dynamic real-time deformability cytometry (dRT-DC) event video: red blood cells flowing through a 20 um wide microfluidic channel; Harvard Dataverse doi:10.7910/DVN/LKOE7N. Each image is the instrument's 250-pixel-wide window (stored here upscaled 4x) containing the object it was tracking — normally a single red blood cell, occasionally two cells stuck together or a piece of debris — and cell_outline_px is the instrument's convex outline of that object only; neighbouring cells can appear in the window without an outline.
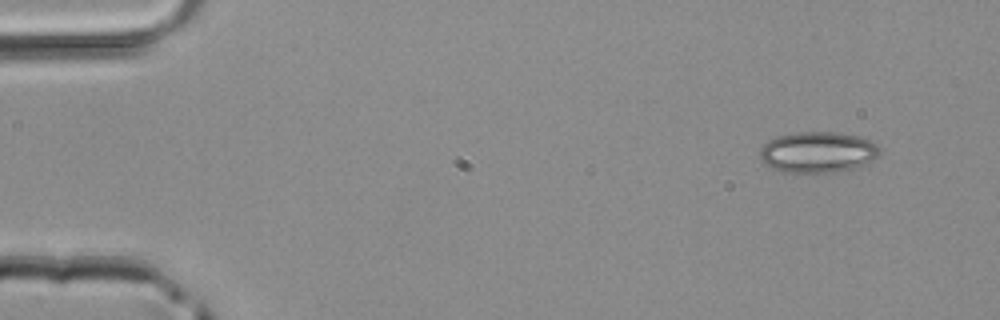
{"species": "common noctule bat (a hibernating species)", "species_latin": "Nyctalus noctula", "temperature_condition": "room temperature", "stored_images_in_passage": 2, "camera_frame_rate_fps": 3000, "um_per_image_px": 0.085, "animal": {"sex": "male", "body_mass_g": 20.4}, "frame": {"image": 1, "passage_image": 1, "time_ms": 0.0, "image_size_px": [1000, 320], "cell_outline_px": [[880, 152], [868, 164], [836, 172], [780, 172], [764, 164], [760, 156], [760, 148], [768, 140], [780, 136], [796, 132], [836, 132], [860, 136], [876, 144], [880, 148]], "centroid_in_image_um": [69.5, 12.93], "position_along_channel_um": 15.5, "area_um2": 28.61}}